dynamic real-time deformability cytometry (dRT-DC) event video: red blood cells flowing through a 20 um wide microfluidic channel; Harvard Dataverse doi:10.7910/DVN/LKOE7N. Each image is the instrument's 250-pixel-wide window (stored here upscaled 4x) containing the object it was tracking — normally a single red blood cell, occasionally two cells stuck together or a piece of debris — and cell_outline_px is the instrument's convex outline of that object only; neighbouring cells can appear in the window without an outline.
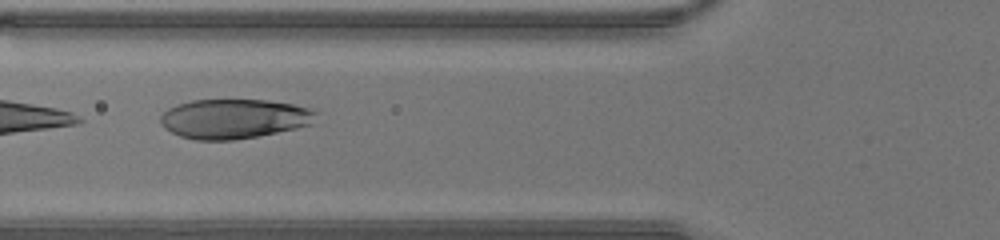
{"species": "human", "species_latin": "Homo sapiens", "temperature_condition": "warm", "stored_images_in_passage": 23, "camera_frame_rate_fps": 3000, "um_per_image_px": 0.085, "donor": {"sex": "male"}, "frame": {"image": 1, "passage_image": 16, "time_ms": 5.0, "image_size_px": [1000, 240], "cell_outline_px": [[320, 112], [312, 124], [296, 128], [256, 136], [232, 140], [196, 140], [180, 136], [172, 132], [160, 120], [160, 116], [168, 108], [192, 100], [264, 100], [292, 104], [312, 108]], "centroid_in_image_um": [19.95, 10.09], "position_along_channel_um": 105.8, "area_um2": 35.66}}
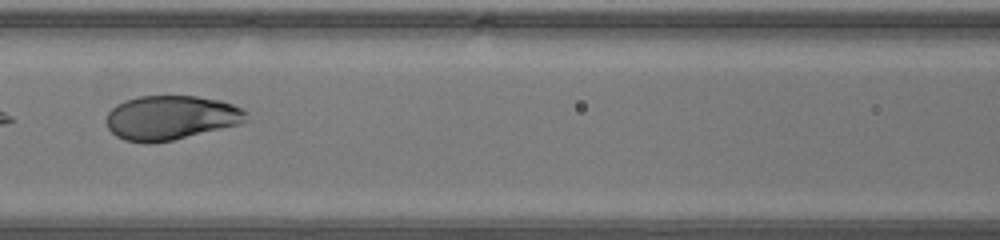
{"frame": {"image": 2, "passage_image": 19, "time_ms": 6.0, "image_size_px": [1000, 240], "cell_outline_px": [[248, 112], [244, 120], [240, 124], [172, 140], [148, 144], [124, 140], [116, 136], [108, 128], [104, 120], [108, 112], [116, 104], [124, 100], [140, 96], [196, 96], [220, 100], [232, 104]], "centroid_in_image_um": [14.47, 10.0], "position_along_channel_um": 152.1, "area_um2": 36.18}}